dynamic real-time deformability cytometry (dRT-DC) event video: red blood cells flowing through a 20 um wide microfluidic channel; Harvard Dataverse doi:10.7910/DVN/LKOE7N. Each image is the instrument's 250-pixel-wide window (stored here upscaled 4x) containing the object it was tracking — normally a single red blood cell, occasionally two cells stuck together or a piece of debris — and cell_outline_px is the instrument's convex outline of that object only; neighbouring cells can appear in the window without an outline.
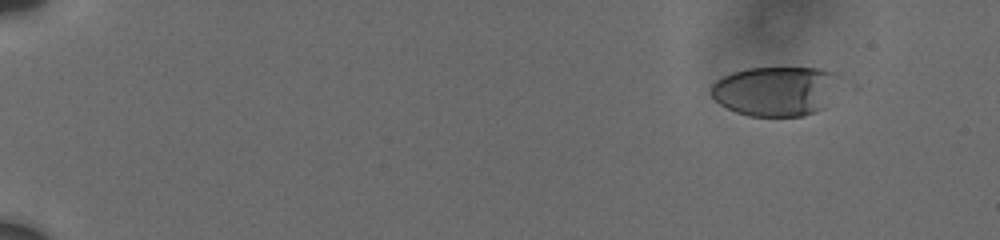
{"species": "human", "species_latin": "Homo sapiens", "temperature_condition": "cold", "stored_images_in_passage": 75, "camera_frame_rate_fps": 3000, "um_per_image_px": 0.085, "donor": {"sex": "male"}, "frame": {"image": 1, "passage_image": 1, "time_ms": 0.0, "image_size_px": [1000, 240], "cell_outline_px": [[840, 76], [828, 108], [804, 116], [748, 116], [736, 112], [720, 104], [708, 92], [708, 88], [716, 80], [732, 72], [748, 68], [820, 68], [836, 72]], "centroid_in_image_um": [65.96, 7.74], "position_along_channel_um": 19.0, "area_um2": 37.86}}
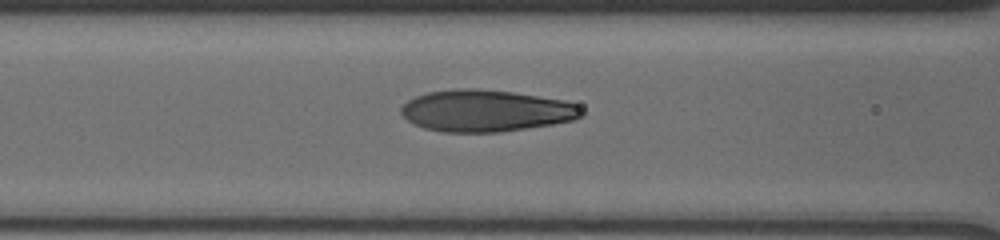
{"frame": {"image": 2, "passage_image": 28, "time_ms": 7.0, "image_size_px": [1000, 240], "cell_outline_px": [[584, 116], [572, 120], [552, 124], [500, 132], [444, 132], [424, 128], [412, 124], [400, 112], [400, 108], [408, 100], [416, 96], [428, 92], [456, 88], [476, 88], [512, 92], [564, 100], [576, 104], [584, 112]], "centroid_in_image_um": [41.29, 9.41], "position_along_channel_um": 125.3, "area_um2": 43.99}}
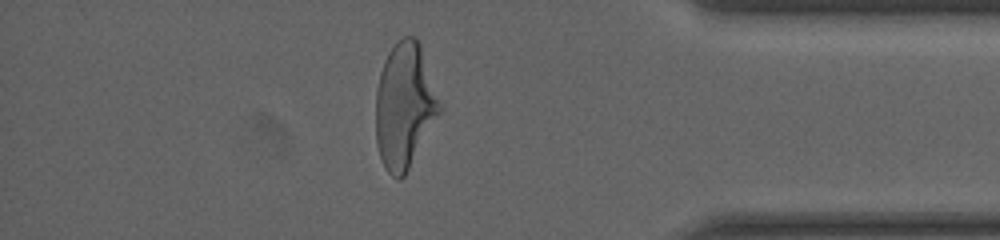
{"frame": {"image": 3, "passage_image": 63, "time_ms": 15.0, "image_size_px": [1000, 240], "cell_outline_px": [[440, 112], [404, 176], [400, 180], [396, 180], [384, 168], [376, 144], [376, 92], [380, 72], [384, 60], [388, 52], [404, 36], [416, 36], [420, 44], [440, 104]], "centroid_in_image_um": [34.35, 9.01], "position_along_channel_um": 400.8, "area_um2": 45.95}, "authors_computed_cell_mechanics": {"area_um2": 43.928, "velocity_mm_per_s": 3.714, "shape_relaxation_time_tau1_ms": 5.3257, "shape_relaxation_time_tau2_ms": 0.7952, "deformation_change_tau1": 0.2102, "deformation_change_tau2": 0.0765}}